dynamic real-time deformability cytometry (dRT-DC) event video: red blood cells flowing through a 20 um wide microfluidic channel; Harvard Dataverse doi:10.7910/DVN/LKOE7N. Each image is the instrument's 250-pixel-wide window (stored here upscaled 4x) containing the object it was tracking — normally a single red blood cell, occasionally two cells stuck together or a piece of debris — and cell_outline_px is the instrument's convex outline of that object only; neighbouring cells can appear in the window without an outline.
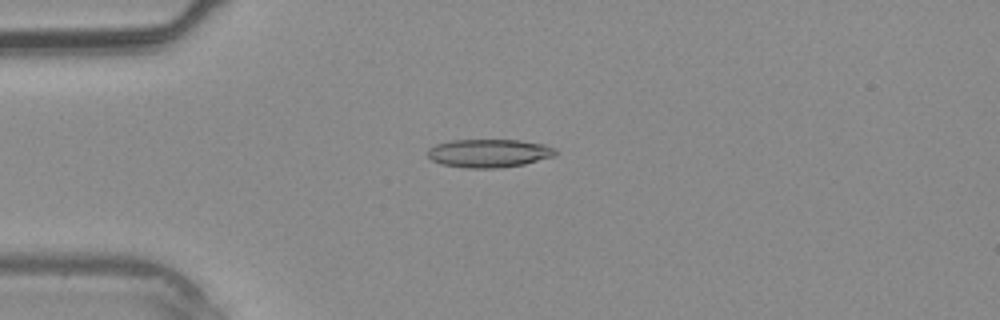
{"species": "common noctule bat (a hibernating species)", "species_latin": "Nyctalus noctula", "temperature_condition": "warm", "stored_images_in_passage": 39, "camera_frame_rate_fps": 3000, "um_per_image_px": 0.085, "animal": {"sex": "male", "body_mass_g": 20.4}, "frame": {"image": 1, "passage_image": 10, "time_ms": 3.0, "image_size_px": [1000, 320], "cell_outline_px": [[556, 156], [524, 164], [500, 168], [464, 168], [440, 164], [432, 160], [428, 156], [428, 148], [436, 144], [452, 140], [520, 140], [544, 144], [556, 148]], "centroid_in_image_um": [41.57, 13.03], "position_along_channel_um": 43.4, "area_um2": 21.27}}
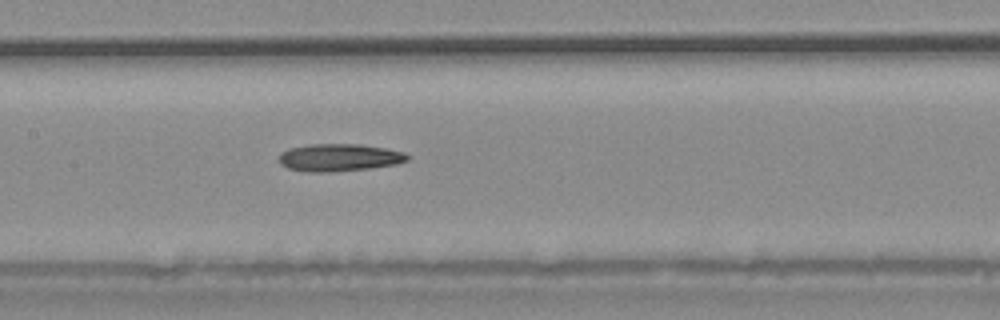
{"frame": {"image": 2, "passage_image": 19, "time_ms": 6.0, "image_size_px": [1000, 320], "cell_outline_px": [[408, 160], [396, 164], [368, 168], [328, 172], [308, 172], [288, 168], [280, 164], [280, 152], [288, 148], [308, 144], [360, 144], [384, 148], [404, 152], [408, 156]], "centroid_in_image_um": [28.79, 13.38], "position_along_channel_um": 178.6, "area_um2": 20.46}}
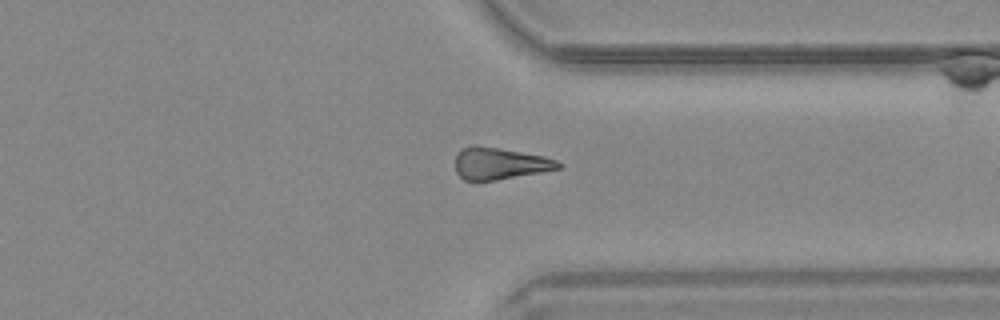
{"frame": {"image": 3, "passage_image": 30, "time_ms": 9.667, "image_size_px": [1000, 320], "cell_outline_px": [[564, 168], [496, 180], [464, 180], [456, 172], [456, 156], [464, 148], [472, 144], [476, 144], [500, 148], [544, 156], [556, 160], [564, 164]], "centroid_in_image_um": [42.52, 13.89], "position_along_channel_um": 368.9, "area_um2": 19.19}}